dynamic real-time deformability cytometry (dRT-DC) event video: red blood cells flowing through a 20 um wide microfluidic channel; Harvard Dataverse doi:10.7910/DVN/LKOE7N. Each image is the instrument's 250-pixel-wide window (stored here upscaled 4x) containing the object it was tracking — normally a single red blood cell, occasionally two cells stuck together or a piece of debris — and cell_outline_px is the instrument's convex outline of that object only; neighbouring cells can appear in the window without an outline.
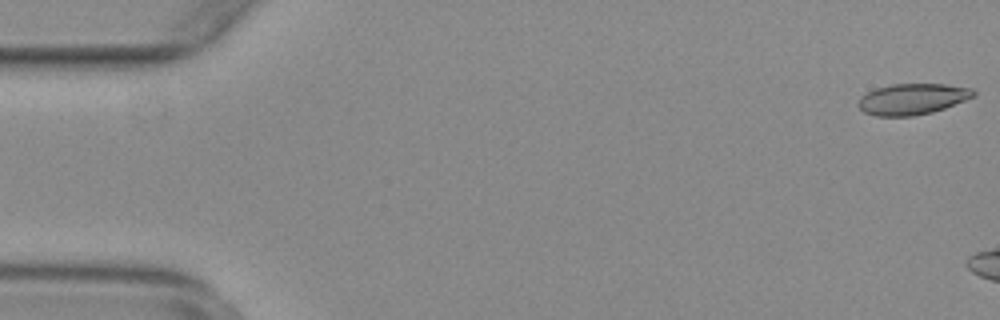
{"species": "common noctule bat (a hibernating species)", "species_latin": "Nyctalus noctula", "temperature_condition": "warm", "stored_images_in_passage": 6, "camera_frame_rate_fps": 3000, "um_per_image_px": 0.085, "animal": {"sex": "female", "body_mass_g": 29.2, "forearm_length_mm": 56.3}, "frame": {"image": 1, "passage_image": 1, "time_ms": 0.0, "image_size_px": [1000, 320], "cell_outline_px": [[976, 96], [944, 108], [932, 112], [912, 116], [876, 116], [864, 112], [856, 104], [860, 96], [876, 88], [892, 84], [944, 84], [972, 88], [976, 92]], "centroid_in_image_um": [77.54, 8.42], "position_along_channel_um": 7.5, "area_um2": 20.87}}